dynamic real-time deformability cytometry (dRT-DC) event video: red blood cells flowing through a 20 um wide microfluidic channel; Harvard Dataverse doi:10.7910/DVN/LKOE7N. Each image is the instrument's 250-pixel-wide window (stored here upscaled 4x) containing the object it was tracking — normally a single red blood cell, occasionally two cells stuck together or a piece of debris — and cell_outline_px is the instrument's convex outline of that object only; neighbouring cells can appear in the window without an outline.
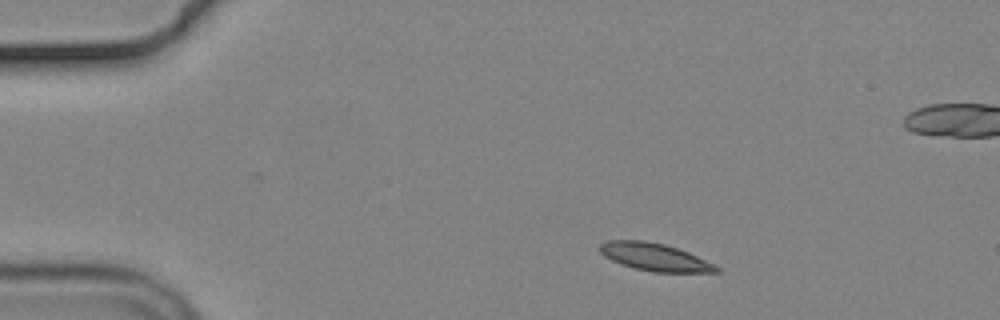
{"species": "common noctule bat (a hibernating species)", "species_latin": "Nyctalus noctula", "temperature_condition": "cold", "stored_images_in_passage": 3, "camera_frame_rate_fps": 3000, "um_per_image_px": 0.085, "animal": {"sex": "male", "body_mass_g": 19.2, "forearm_length_mm": 51.8}, "frame": {"image": 1, "passage_image": 1, "time_ms": 0.0, "image_size_px": [1000, 320], "cell_outline_px": [[720, 272], [652, 272], [636, 268], [612, 260], [604, 256], [600, 252], [600, 244], [608, 240], [644, 240], [664, 244], [688, 252], [720, 268]], "centroid_in_image_um": [55.63, 21.84], "position_along_channel_um": 29.4, "area_um2": 18.38}}